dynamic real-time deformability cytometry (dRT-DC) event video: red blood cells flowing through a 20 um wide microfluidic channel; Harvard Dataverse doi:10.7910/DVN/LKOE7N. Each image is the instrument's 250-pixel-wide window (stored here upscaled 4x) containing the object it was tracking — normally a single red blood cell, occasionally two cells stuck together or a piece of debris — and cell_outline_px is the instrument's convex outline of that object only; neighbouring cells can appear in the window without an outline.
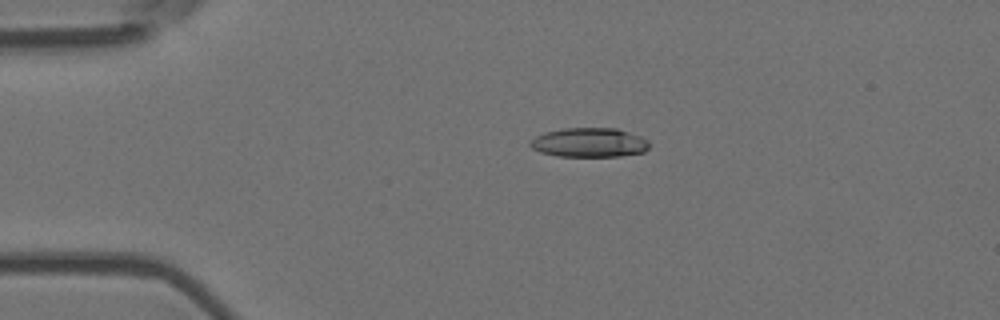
{"species": "Egyptian fruit bat (a non-hibernating species)", "species_latin": "Rousettus aegyptiacus", "temperature_condition": "room temperature", "stored_images_in_passage": 5, "camera_frame_rate_fps": 3000, "um_per_image_px": 0.085, "animal": {"sex": "female"}, "frame": {"image": 1, "passage_image": 4, "time_ms": 1.0, "image_size_px": [1000, 320], "cell_outline_px": [[648, 148], [644, 152], [620, 156], [556, 156], [540, 152], [532, 148], [528, 144], [536, 136], [544, 132], [564, 128], [616, 128], [640, 136], [648, 140]], "centroid_in_image_um": [50.07, 12.11], "position_along_channel_um": 34.9, "area_um2": 20.29}}